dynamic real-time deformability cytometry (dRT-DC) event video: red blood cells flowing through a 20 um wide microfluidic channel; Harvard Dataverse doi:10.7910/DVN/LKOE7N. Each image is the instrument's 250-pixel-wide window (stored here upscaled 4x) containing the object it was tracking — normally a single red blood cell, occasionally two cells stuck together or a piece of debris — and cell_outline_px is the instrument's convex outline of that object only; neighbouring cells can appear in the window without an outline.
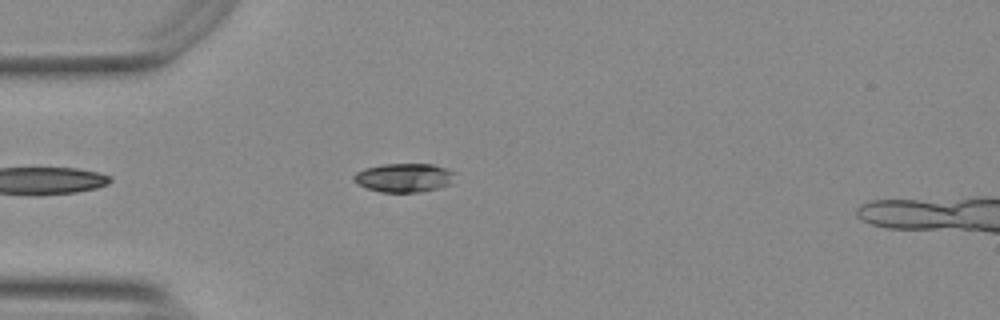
{"species": "Egyptian fruit bat (a non-hibernating species)", "species_latin": "Rousettus aegyptiacus", "temperature_condition": "warm", "stored_images_in_passage": 14, "camera_frame_rate_fps": 3000, "um_per_image_px": 0.085, "animal": {"sex": "female"}, "frame": {"image": 1, "passage_image": 3, "time_ms": 0.667, "image_size_px": [1000, 320], "cell_outline_px": [[456, 172], [452, 184], [420, 192], [380, 192], [356, 184], [352, 180], [352, 176], [356, 172], [364, 168], [384, 164], [432, 164]], "centroid_in_image_um": [34.32, 15.1], "position_along_channel_um": 50.7, "area_um2": 17.11}}
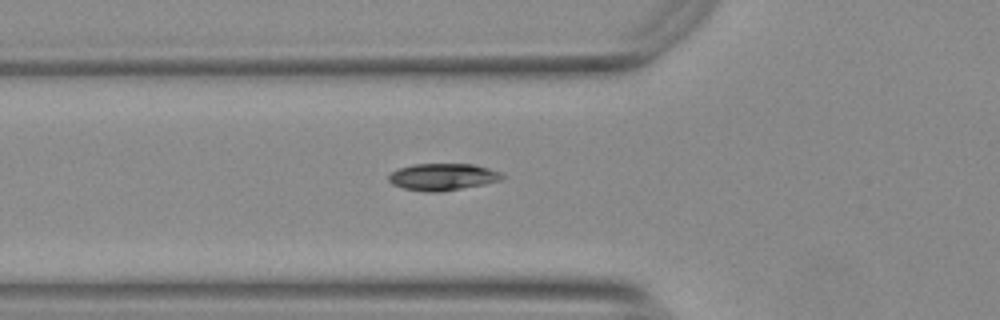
{"frame": {"image": 2, "passage_image": 7, "time_ms": 2.0, "image_size_px": [1000, 320], "cell_outline_px": [[504, 180], [484, 184], [440, 192], [428, 192], [404, 188], [392, 184], [388, 180], [388, 176], [392, 172], [400, 168], [412, 164], [476, 164], [500, 172], [504, 176]], "centroid_in_image_um": [37.65, 15.03], "position_along_channel_um": 88.1, "area_um2": 17.8}}